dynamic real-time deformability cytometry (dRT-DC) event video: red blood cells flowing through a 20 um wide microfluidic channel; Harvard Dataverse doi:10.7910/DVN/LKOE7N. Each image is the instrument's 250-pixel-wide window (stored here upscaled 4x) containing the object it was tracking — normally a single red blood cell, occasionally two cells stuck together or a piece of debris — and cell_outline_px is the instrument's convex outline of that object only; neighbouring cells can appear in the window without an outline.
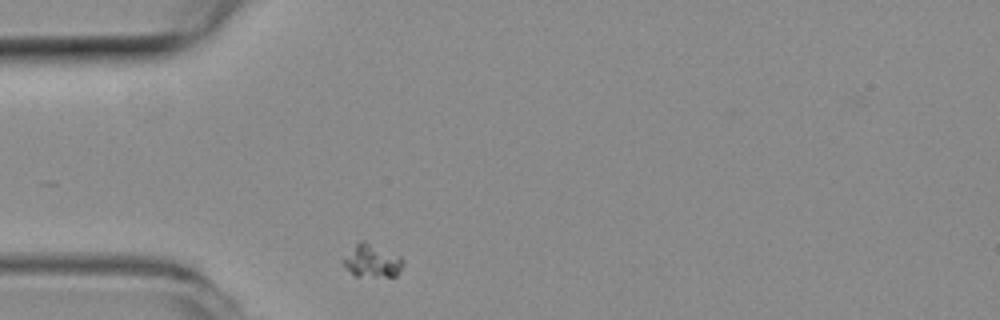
{"species": "common noctule bat (a hibernating species)", "species_latin": "Nyctalus noctula", "temperature_condition": "room temperature", "stored_images_in_passage": 31, "camera_frame_rate_fps": 3000, "um_per_image_px": 0.085, "animal": {"sex": "female", "body_mass_g": 19.3, "forearm_length_mm": 54.1}, "frame": {"image": 1, "passage_image": 1, "time_ms": 0.0, "image_size_px": [1000, 320], "cell_outline_px": [[404, 264], [400, 272], [396, 276], [356, 276], [340, 260], [360, 240], [364, 240], [400, 256], [404, 260]], "centroid_in_image_um": [31.65, 22.17], "position_along_channel_um": 53.4, "area_um2": 11.39}}
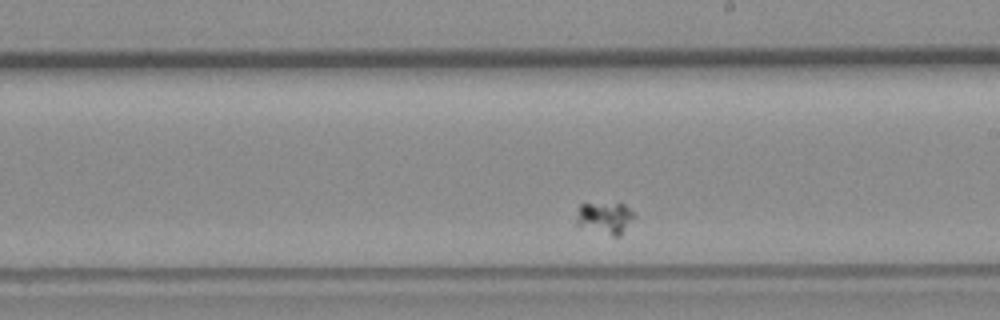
{"frame": {"image": 2, "passage_image": 18, "time_ms": 5.667, "image_size_px": [1000, 320], "cell_outline_px": [[636, 216], [620, 236], [612, 236], [576, 224], [576, 216], [580, 204], [624, 204]], "centroid_in_image_um": [51.44, 18.53], "position_along_channel_um": 237.6, "area_um2": 10.46}}
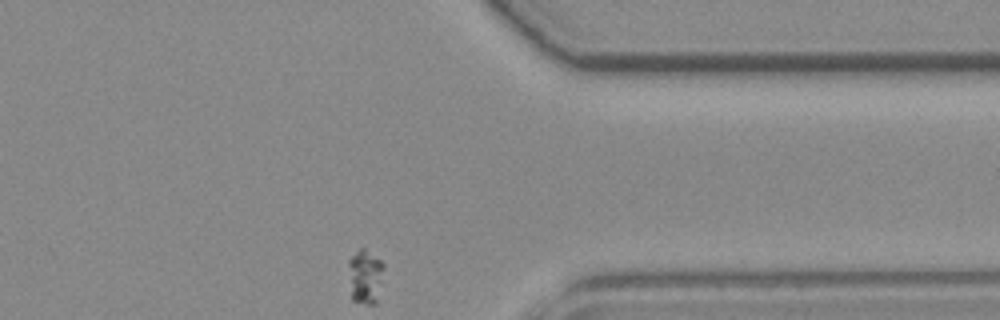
{"frame": {"image": 3, "passage_image": 31, "time_ms": 10.0, "image_size_px": [1000, 320], "cell_outline_px": [[384, 268], [376, 304], [368, 304], [352, 300], [348, 264], [348, 260], [360, 248], [364, 248], [380, 260], [384, 264]], "centroid_in_image_um": [31.04, 23.5], "position_along_channel_um": 380.4, "area_um2": 11.04}}